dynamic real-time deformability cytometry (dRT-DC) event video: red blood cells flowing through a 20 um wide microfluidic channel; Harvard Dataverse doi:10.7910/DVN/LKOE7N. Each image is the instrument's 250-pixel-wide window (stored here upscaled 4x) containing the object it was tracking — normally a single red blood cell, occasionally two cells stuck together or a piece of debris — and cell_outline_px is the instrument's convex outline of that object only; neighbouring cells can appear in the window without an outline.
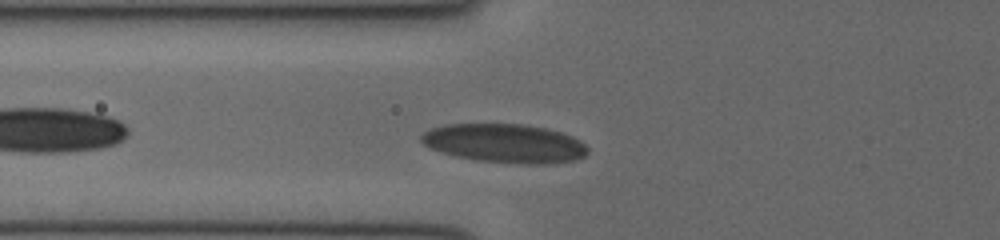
{"species": "human", "species_latin": "Homo sapiens", "temperature_condition": "cold", "stored_images_in_passage": 30, "camera_frame_rate_fps": 3000, "um_per_image_px": 0.085, "donor": {"sex": "female"}, "frame": {"image": 1, "passage_image": 4, "time_ms": 1.0, "image_size_px": [1000, 240], "cell_outline_px": [[588, 152], [584, 156], [576, 160], [552, 164], [516, 164], [476, 160], [456, 156], [428, 148], [420, 140], [420, 136], [424, 132], [432, 128], [444, 124], [524, 124], [548, 128], [572, 136], [580, 140], [588, 148]], "centroid_in_image_um": [42.92, 12.19], "position_along_channel_um": 82.9, "area_um2": 38.03}}
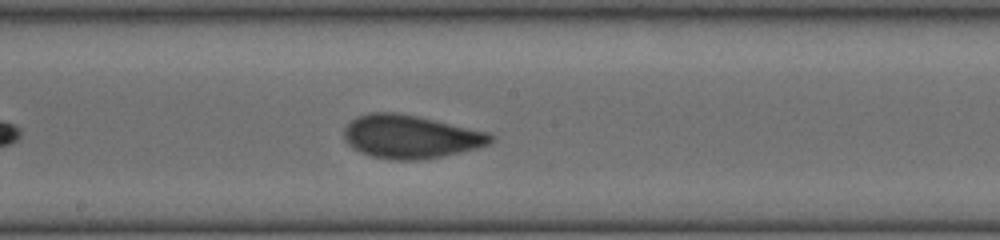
{"frame": {"image": 2, "passage_image": 13, "time_ms": 4.0, "image_size_px": [1000, 240], "cell_outline_px": [[496, 136], [488, 144], [476, 148], [444, 156], [420, 160], [392, 160], [372, 156], [360, 152], [352, 148], [344, 140], [344, 128], [356, 116], [368, 112], [396, 112], [416, 116], [488, 132]], "centroid_in_image_um": [34.86, 11.62], "position_along_channel_um": 213.3, "area_um2": 36.99}}
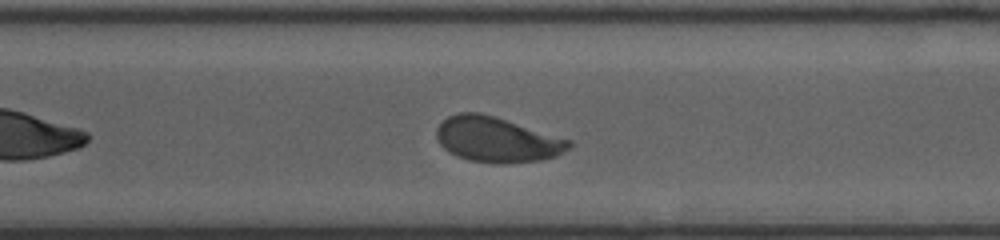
{"frame": {"image": 3, "passage_image": 21, "time_ms": 6.667, "image_size_px": [1000, 240], "cell_outline_px": [[572, 144], [568, 148], [556, 156], [540, 160], [504, 164], [496, 164], [468, 160], [456, 156], [444, 148], [440, 144], [436, 136], [436, 128], [448, 116], [460, 112], [480, 112], [496, 116], [572, 140]], "centroid_in_image_um": [42.23, 11.86], "position_along_channel_um": 328.4, "area_um2": 35.08}}